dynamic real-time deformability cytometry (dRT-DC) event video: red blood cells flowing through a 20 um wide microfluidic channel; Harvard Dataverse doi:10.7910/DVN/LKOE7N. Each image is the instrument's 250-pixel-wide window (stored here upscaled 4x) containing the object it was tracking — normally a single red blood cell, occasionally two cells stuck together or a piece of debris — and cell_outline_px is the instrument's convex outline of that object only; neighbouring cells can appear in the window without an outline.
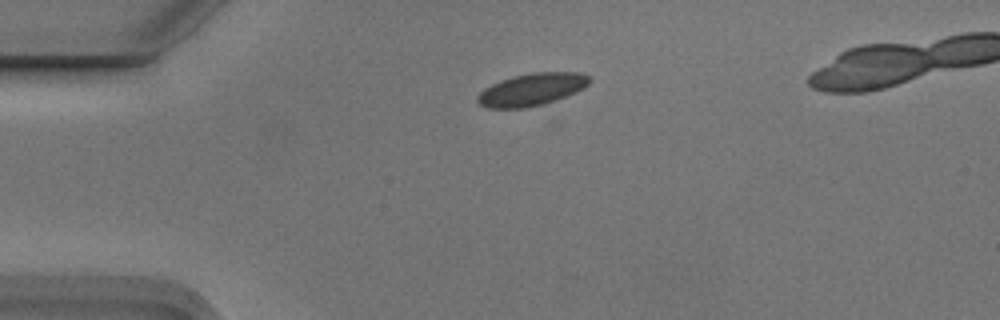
{"species": "Egyptian fruit bat (a non-hibernating species)", "species_latin": "Rousettus aegyptiacus", "temperature_condition": "cold", "stored_images_in_passage": 3, "camera_frame_rate_fps": 3000, "um_per_image_px": 0.085, "animal": {"sex": "male"}, "frame": {"image": 1, "passage_image": 1, "time_ms": 0.0, "image_size_px": [1000, 320], "cell_outline_px": [[592, 80], [588, 84], [556, 100], [544, 104], [524, 108], [488, 108], [480, 104], [476, 100], [476, 96], [484, 88], [500, 80], [512, 76], [532, 72], [580, 72], [588, 76]], "centroid_in_image_um": [45.14, 7.6], "position_along_channel_um": 39.9, "area_um2": 20.98}}